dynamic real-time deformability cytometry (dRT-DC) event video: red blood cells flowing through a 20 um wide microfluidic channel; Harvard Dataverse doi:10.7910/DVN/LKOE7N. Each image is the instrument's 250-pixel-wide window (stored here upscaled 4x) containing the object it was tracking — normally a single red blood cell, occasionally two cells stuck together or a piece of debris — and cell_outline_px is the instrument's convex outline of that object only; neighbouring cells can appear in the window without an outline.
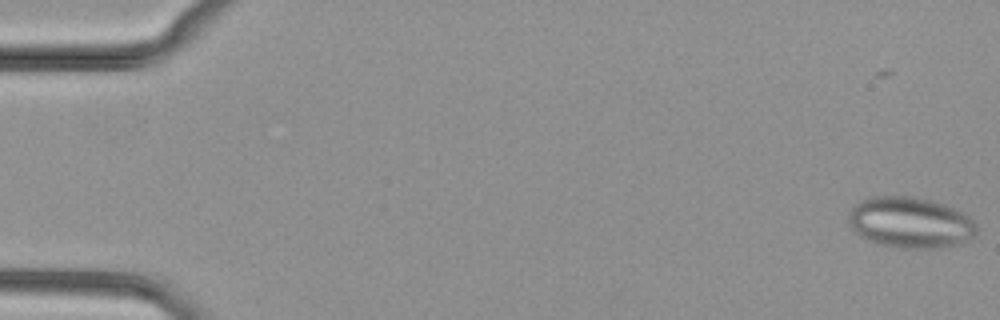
{"species": "common noctule bat (a hibernating species)", "species_latin": "Nyctalus noctula", "temperature_condition": "cold", "stored_images_in_passage": 46, "camera_frame_rate_fps": 3000, "um_per_image_px": 0.085, "animal": {"sex": "female", "body_mass_g": 29.2, "forearm_length_mm": 56.3}, "frame": {"image": 1, "passage_image": 1, "time_ms": 0.0, "image_size_px": [1000, 320], "cell_outline_px": [[976, 232], [968, 240], [960, 244], [944, 248], [904, 248], [880, 244], [868, 240], [860, 236], [848, 224], [848, 216], [852, 208], [860, 200], [868, 196], [912, 196], [944, 204], [964, 212], [976, 224]], "centroid_in_image_um": [77.37, 18.91], "position_along_channel_um": 7.6, "area_um2": 38.21}}
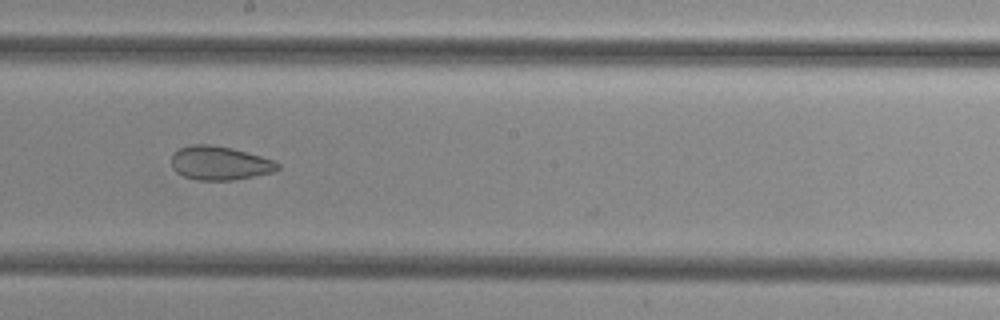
{"frame": {"image": 2, "passage_image": 28, "time_ms": 9.0, "image_size_px": [1000, 320], "cell_outline_px": [[280, 168], [276, 172], [232, 180], [196, 180], [184, 176], [176, 172], [172, 168], [172, 152], [180, 148], [192, 144], [208, 144], [232, 148], [260, 156], [272, 160], [280, 164]], "centroid_in_image_um": [18.67, 13.87], "position_along_channel_um": 229.5, "area_um2": 20.98}}
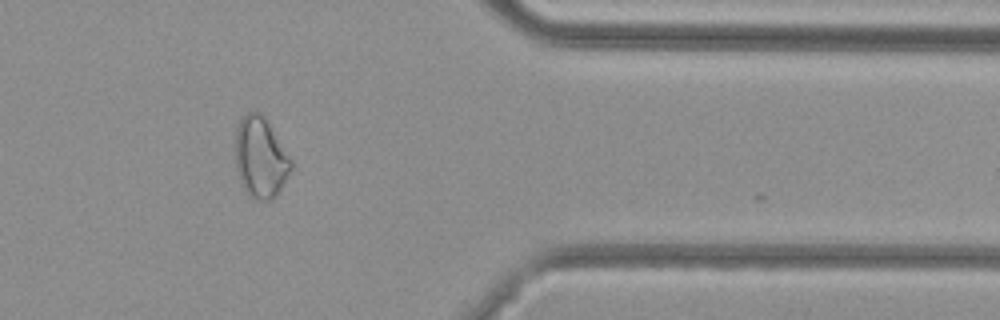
{"frame": {"image": 3, "passage_image": 41, "time_ms": 13.333, "image_size_px": [1000, 320], "cell_outline_px": [[292, 168], [276, 196], [272, 200], [256, 200], [248, 196], [240, 180], [236, 168], [236, 128], [240, 116], [248, 112], [260, 112], [264, 116], [292, 160]], "centroid_in_image_um": [22.13, 13.39], "position_along_channel_um": 389.3, "area_um2": 26.18}}